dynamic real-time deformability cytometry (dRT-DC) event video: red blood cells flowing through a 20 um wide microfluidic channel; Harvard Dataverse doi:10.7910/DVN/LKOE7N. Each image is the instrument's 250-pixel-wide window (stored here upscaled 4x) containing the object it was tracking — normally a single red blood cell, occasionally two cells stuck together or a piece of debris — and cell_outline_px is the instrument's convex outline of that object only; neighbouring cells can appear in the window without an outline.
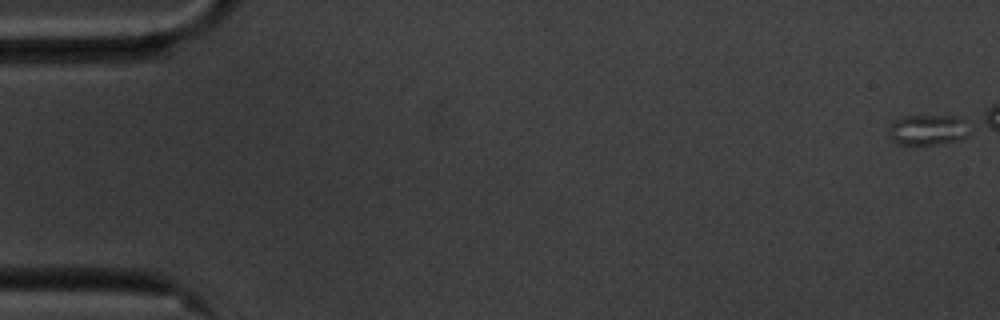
{"species": "common noctule bat (a hibernating species)", "species_latin": "Nyctalus noctula", "temperature_condition": "cold", "stored_images_in_passage": 2, "camera_frame_rate_fps": 3000, "um_per_image_px": 0.085, "animal": {"sex": "male", "body_mass_g": 20.1, "forearm_length_mm": 53.5}, "frame": {"image": 1, "passage_image": 1, "time_ms": 0.0, "image_size_px": [1000, 320], "cell_outline_px": [[972, 132], [956, 140], [932, 144], [900, 144], [892, 140], [888, 132], [888, 128], [896, 120], [904, 116], [956, 116], [964, 120]], "centroid_in_image_um": [78.87, 11.02], "position_along_channel_um": 6.1, "area_um2": 14.1}}